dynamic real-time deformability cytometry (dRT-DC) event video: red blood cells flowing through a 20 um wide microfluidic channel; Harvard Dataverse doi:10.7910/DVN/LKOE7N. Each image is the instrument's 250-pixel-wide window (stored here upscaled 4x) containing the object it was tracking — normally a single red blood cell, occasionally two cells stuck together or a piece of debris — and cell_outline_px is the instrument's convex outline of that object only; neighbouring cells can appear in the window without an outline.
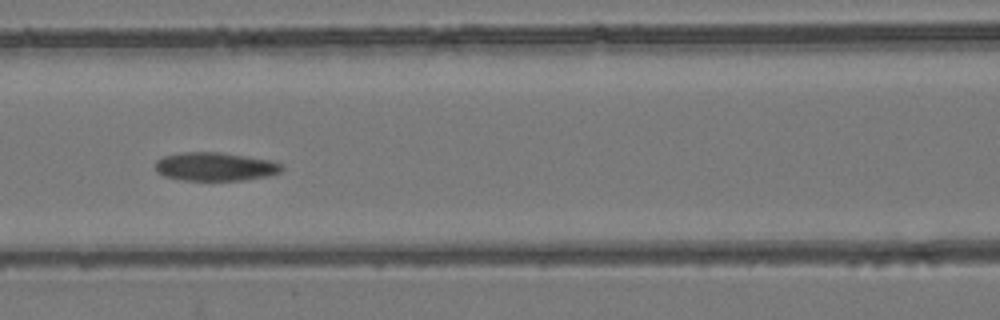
{"species": "common noctule bat (a hibernating species)", "species_latin": "Nyctalus noctula", "temperature_condition": "room temperature", "stored_images_in_passage": 9, "camera_frame_rate_fps": 3000, "um_per_image_px": 0.085, "animal": {"sex": "female", "body_mass_g": 24.6, "forearm_length_mm": 56.2}, "frame": {"image": 1, "passage_image": 7, "time_ms": 2.0, "image_size_px": [1000, 320], "cell_outline_px": [[284, 168], [280, 172], [268, 176], [244, 180], [184, 180], [164, 176], [156, 168], [156, 160], [164, 156], [184, 152], [220, 152], [272, 160], [280, 164]], "centroid_in_image_um": [18.32, 14.16], "position_along_channel_um": 148.3, "area_um2": 20.87}}
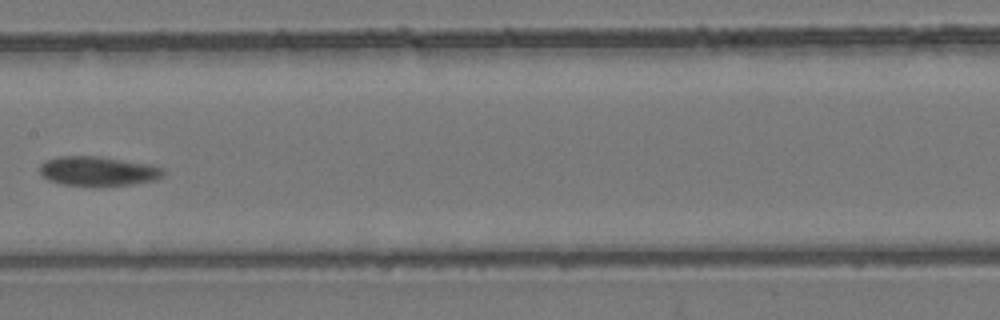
{"frame": {"image": 2, "passage_image": 8, "time_ms": 2.333, "image_size_px": [1000, 320], "cell_outline_px": [[164, 176], [156, 180], [132, 184], [60, 184], [48, 180], [40, 176], [40, 164], [44, 160], [56, 156], [100, 156], [152, 164], [164, 168]], "centroid_in_image_um": [8.33, 14.51], "position_along_channel_um": 199.1, "area_um2": 21.15}}
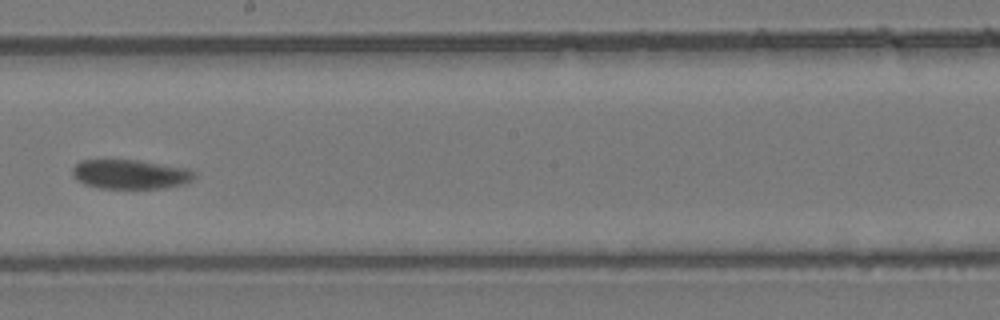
{"frame": {"image": 3, "passage_image": 9, "time_ms": 2.667, "image_size_px": [1000, 320], "cell_outline_px": [[196, 176], [192, 180], [184, 184], [164, 188], [100, 188], [84, 184], [76, 180], [72, 176], [72, 168], [80, 160], [140, 160], [188, 168], [196, 172]], "centroid_in_image_um": [11.09, 14.81], "position_along_channel_um": 237.1, "area_um2": 21.1}}